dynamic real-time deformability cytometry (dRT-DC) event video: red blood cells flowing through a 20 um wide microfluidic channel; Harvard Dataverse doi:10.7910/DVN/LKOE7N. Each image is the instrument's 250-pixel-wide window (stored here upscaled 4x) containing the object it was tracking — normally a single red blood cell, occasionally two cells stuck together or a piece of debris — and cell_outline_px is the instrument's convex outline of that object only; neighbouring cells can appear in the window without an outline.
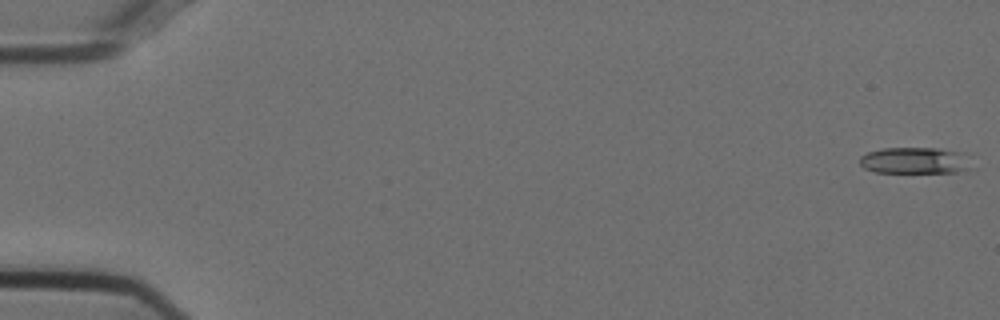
{"species": "Egyptian fruit bat (a non-hibernating species)", "species_latin": "Rousettus aegyptiacus", "temperature_condition": "cold", "stored_images_in_passage": 54, "camera_frame_rate_fps": 3000, "um_per_image_px": 0.085, "animal": {"sex": "female"}, "frame": {"image": 1, "passage_image": 1, "time_ms": 0.0, "image_size_px": [1000, 320], "cell_outline_px": [[968, 168], [956, 172], [876, 172], [864, 168], [860, 164], [860, 156], [868, 152], [884, 148], [936, 148], [964, 152]], "centroid_in_image_um": [77.69, 13.63], "position_along_channel_um": 7.3, "area_um2": 16.88}}
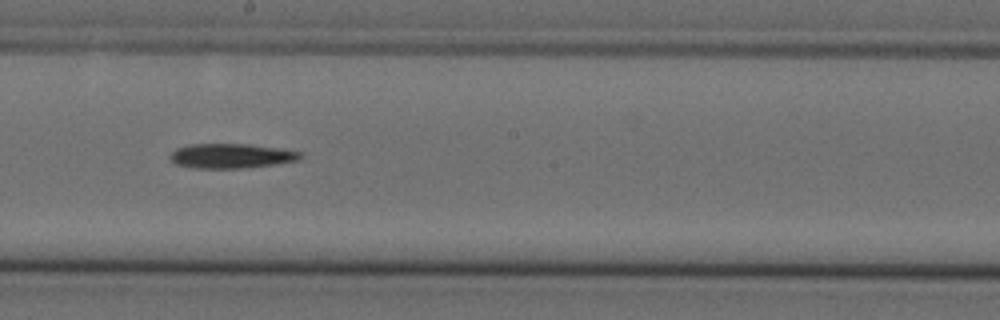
{"frame": {"image": 2, "passage_image": 31, "time_ms": 10.0, "image_size_px": [1000, 320], "cell_outline_px": [[304, 156], [300, 160], [276, 164], [240, 168], [192, 168], [176, 164], [168, 156], [176, 148], [192, 144], [248, 144], [280, 148], [304, 152]], "centroid_in_image_um": [19.7, 13.25], "position_along_channel_um": 228.5, "area_um2": 18.84}}
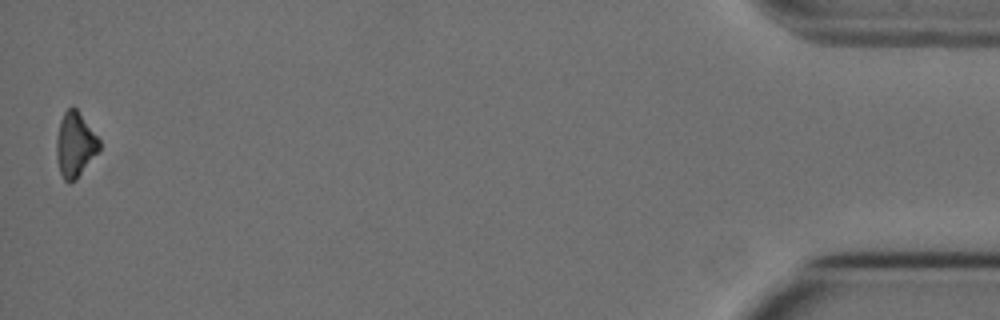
{"frame": {"image": 3, "passage_image": 54, "time_ms": 17.667, "image_size_px": [1000, 320], "cell_outline_px": [[100, 152], [76, 180], [68, 184], [64, 180], [60, 172], [56, 156], [56, 136], [60, 120], [64, 112], [68, 108], [76, 108], [100, 140]], "centroid_in_image_um": [6.39, 12.34], "position_along_channel_um": 428.8, "area_um2": 16.42}, "authors_computed_cell_mechanics": {"area_um2": 18.0914, "velocity_mm_per_s": 3.7493, "shape_relaxation_time_tau1_ms": 5.3452, "shape_relaxation_time_tau2_ms": null, "deformation_change_tau1": 0.1578, "deformation_change_tau2": null}}